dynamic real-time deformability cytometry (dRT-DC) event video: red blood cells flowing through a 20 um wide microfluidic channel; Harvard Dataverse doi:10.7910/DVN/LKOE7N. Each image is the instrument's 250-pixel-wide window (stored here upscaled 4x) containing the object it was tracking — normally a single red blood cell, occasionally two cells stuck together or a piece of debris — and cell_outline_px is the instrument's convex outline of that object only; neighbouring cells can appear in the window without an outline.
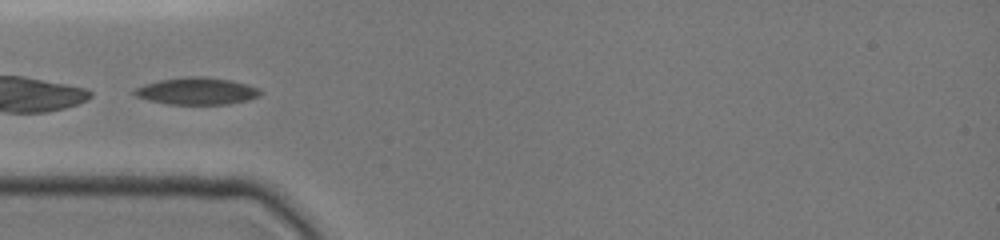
{"species": "common noctule bat (a hibernating species)", "species_latin": "Nyctalus noctula", "temperature_condition": "cold", "stored_images_in_passage": 30, "camera_frame_rate_fps": 3000, "um_per_image_px": 0.085, "animal": {"sex": "female", "body_mass_g": 19.0, "forearm_length_mm": 51.5}, "frame": {"image": 1, "passage_image": 1, "time_ms": 0.0, "image_size_px": [1000, 240], "cell_outline_px": [[264, 92], [260, 96], [248, 100], [228, 104], [168, 104], [148, 100], [136, 96], [132, 92], [136, 88], [144, 84], [160, 80], [184, 76], [204, 76], [232, 80], [260, 88]], "centroid_in_image_um": [16.77, 7.73], "position_along_channel_um": 68.2, "area_um2": 20.06}}
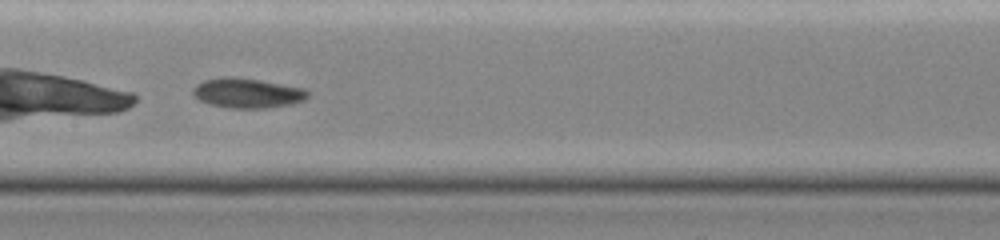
{"frame": {"image": 2, "passage_image": 10, "time_ms": 3.0, "image_size_px": [1000, 240], "cell_outline_px": [[308, 96], [304, 100], [292, 104], [268, 108], [232, 108], [208, 104], [192, 96], [192, 88], [196, 84], [204, 80], [220, 76], [232, 76], [260, 80], [304, 88], [308, 92]], "centroid_in_image_um": [20.98, 7.9], "position_along_channel_um": 186.4, "area_um2": 20.17}}
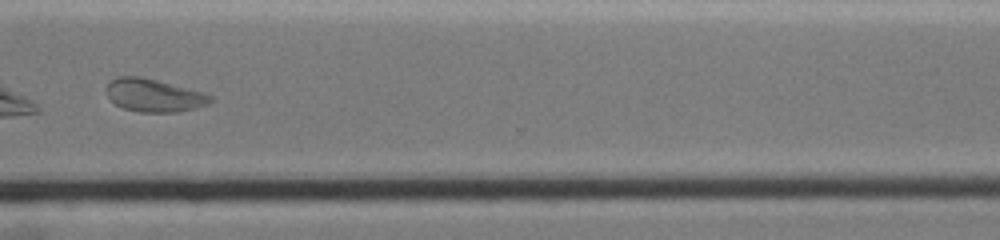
{"frame": {"image": 3, "passage_image": 25, "time_ms": 7.333, "image_size_px": [1000, 240], "cell_outline_px": [[212, 100], [208, 104], [176, 112], [140, 112], [124, 108], [116, 104], [104, 92], [104, 88], [116, 76], [140, 76], [204, 92], [212, 96]], "centroid_in_image_um": [13.05, 8.09], "position_along_channel_um": 357.6, "area_um2": 19.83}, "authors_computed_cell_mechanics": {"area_um2": 19.652, "velocity_mm_per_s": 3.9382, "shape_relaxation_time_tau1_ms": null, "shape_relaxation_time_tau2_ms": 4.7361, "deformation_change_tau1": null, "deformation_change_tau2": 0.106}}